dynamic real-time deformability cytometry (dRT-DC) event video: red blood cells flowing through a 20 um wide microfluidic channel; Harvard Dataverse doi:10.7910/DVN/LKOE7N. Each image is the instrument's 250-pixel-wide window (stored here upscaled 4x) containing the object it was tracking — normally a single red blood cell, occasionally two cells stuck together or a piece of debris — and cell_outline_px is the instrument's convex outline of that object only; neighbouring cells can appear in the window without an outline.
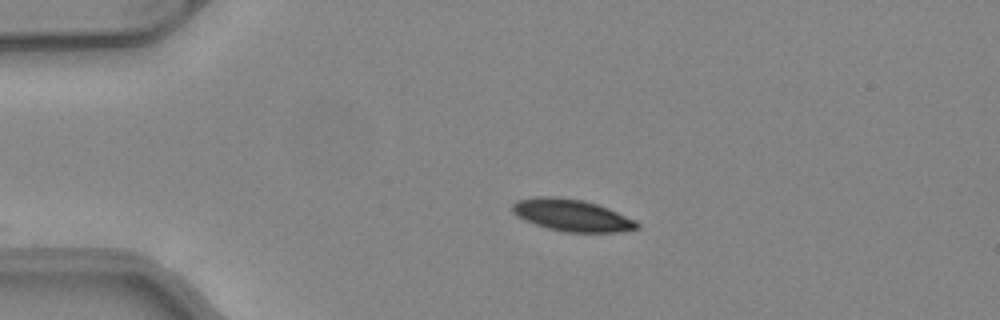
{"species": "common noctule bat (a hibernating species)", "species_latin": "Nyctalus noctula", "temperature_condition": "warm", "stored_images_in_passage": 40, "camera_frame_rate_fps": 3000, "um_per_image_px": 0.085, "animal": {"sex": "female", "body_mass_g": 24.6, "forearm_length_mm": 56.2}, "frame": {"image": 1, "passage_image": 1, "time_ms": 0.0, "image_size_px": [1000, 320], "cell_outline_px": [[640, 228], [616, 232], [564, 232], [548, 228], [524, 220], [516, 216], [512, 212], [512, 204], [516, 200], [536, 196], [552, 196], [584, 200], [608, 208], [636, 220], [640, 224]], "centroid_in_image_um": [48.59, 18.29], "position_along_channel_um": 36.4, "area_um2": 23.29}}
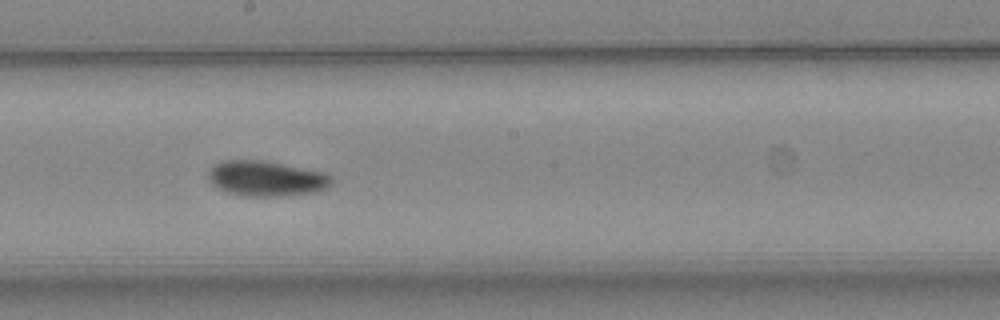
{"frame": {"image": 2, "passage_image": 18, "time_ms": 5.667, "image_size_px": [1000, 320], "cell_outline_px": [[332, 184], [328, 188], [316, 192], [284, 196], [244, 196], [228, 192], [216, 188], [208, 180], [208, 168], [212, 164], [220, 160], [264, 160], [324, 172], [332, 176]], "centroid_in_image_um": [22.6, 15.17], "position_along_channel_um": 225.6, "area_um2": 25.84}}
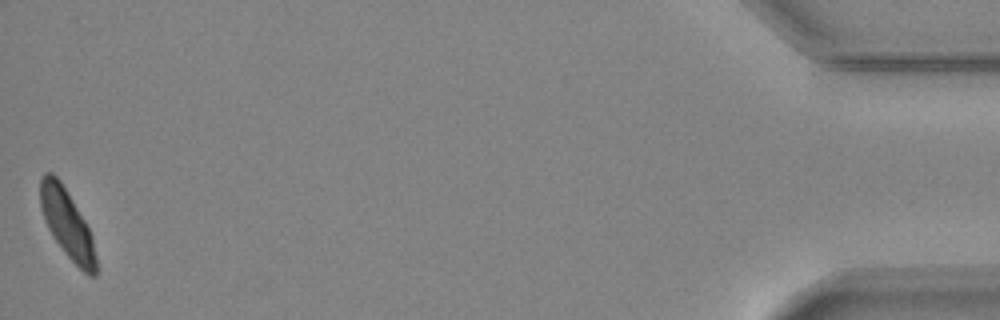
{"frame": {"image": 3, "passage_image": 40, "time_ms": 13.0, "image_size_px": [1000, 320], "cell_outline_px": [[96, 276], [88, 276], [64, 252], [52, 236], [44, 220], [40, 208], [40, 176], [44, 172], [52, 172], [60, 180], [84, 220], [92, 236], [96, 256]], "centroid_in_image_um": [5.68, 19.01], "position_along_channel_um": 429.5, "area_um2": 22.14}, "authors_computed_cell_mechanics": {"area_um2": 24.276, "velocity_mm_per_s": 4.0984, "shape_relaxation_time_tau1_ms": 4.0066, "shape_relaxation_time_tau2_ms": null, "deformation_change_tau1": 0.1256, "deformation_change_tau2": null}}